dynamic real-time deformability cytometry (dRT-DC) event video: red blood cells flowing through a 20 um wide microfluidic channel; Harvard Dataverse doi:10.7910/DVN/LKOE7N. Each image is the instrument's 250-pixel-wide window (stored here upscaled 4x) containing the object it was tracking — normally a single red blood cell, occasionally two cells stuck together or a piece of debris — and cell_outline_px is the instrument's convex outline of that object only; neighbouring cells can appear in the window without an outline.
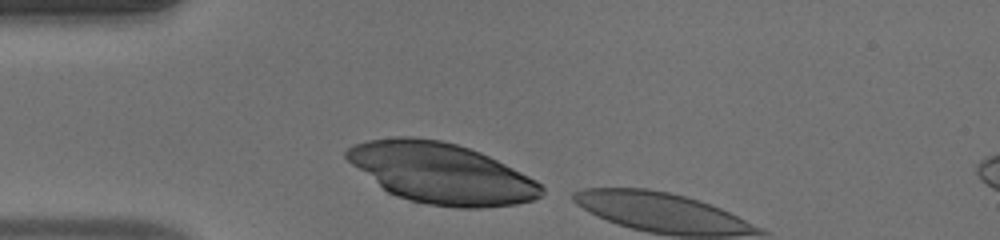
{"species": "human", "species_latin": "Homo sapiens", "temperature_condition": "warm", "stored_images_in_passage": 3, "camera_frame_rate_fps": 3000, "um_per_image_px": 0.085, "donor": {"sex": "male"}, "frame": {"image": 1, "passage_image": 1, "time_ms": 0.0, "image_size_px": [1000, 240], "cell_outline_px": [[544, 192], [540, 196], [532, 200], [516, 204], [480, 208], [456, 208], [428, 204], [396, 196], [388, 192], [352, 164], [344, 156], [344, 152], [348, 148], [356, 144], [368, 140], [396, 136], [412, 136], [440, 140], [456, 144], [480, 152], [536, 180], [544, 188]], "centroid_in_image_um": [37.5, 14.72], "position_along_channel_um": 47.5, "area_um2": 68.2}}